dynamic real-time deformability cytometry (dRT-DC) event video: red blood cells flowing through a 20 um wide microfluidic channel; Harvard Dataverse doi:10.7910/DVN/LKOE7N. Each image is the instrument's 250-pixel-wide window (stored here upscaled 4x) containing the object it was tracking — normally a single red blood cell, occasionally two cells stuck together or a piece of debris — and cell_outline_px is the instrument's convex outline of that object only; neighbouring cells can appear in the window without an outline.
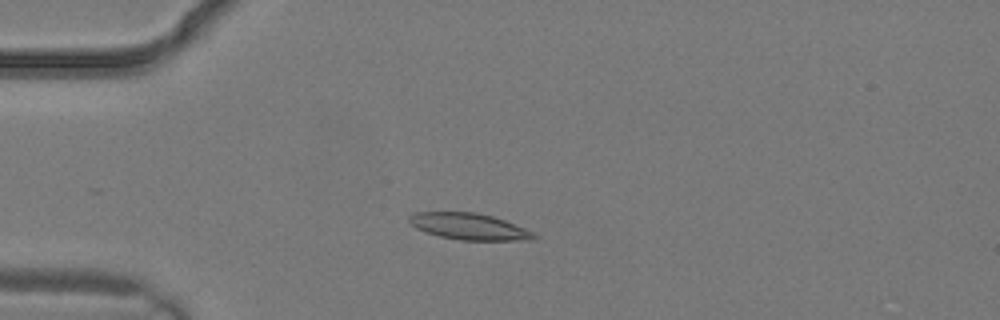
{"species": "common noctule bat (a hibernating species)", "species_latin": "Nyctalus noctula", "temperature_condition": "warm", "stored_images_in_passage": 2, "camera_frame_rate_fps": 3000, "um_per_image_px": 0.085, "animal": {"sex": "male", "body_mass_g": 19.2, "forearm_length_mm": 51.8}, "frame": {"image": 1, "passage_image": 2, "time_ms": 0.333, "image_size_px": [1000, 320], "cell_outline_px": [[540, 236], [532, 240], [460, 240], [440, 236], [424, 232], [416, 228], [408, 220], [408, 216], [416, 212], [476, 212], [492, 216], [504, 220], [524, 228]], "centroid_in_image_um": [39.87, 19.25], "position_along_channel_um": 45.1, "area_um2": 19.19}}